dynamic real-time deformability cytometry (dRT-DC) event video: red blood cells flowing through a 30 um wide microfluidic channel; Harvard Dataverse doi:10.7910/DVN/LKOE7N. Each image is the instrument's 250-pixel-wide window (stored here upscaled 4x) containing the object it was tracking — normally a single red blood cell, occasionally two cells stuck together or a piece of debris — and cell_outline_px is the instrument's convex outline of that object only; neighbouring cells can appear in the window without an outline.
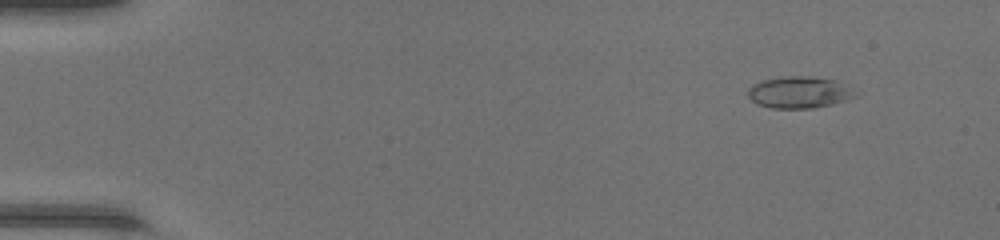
{"species": "common noctule bat (a hibernating species)", "species_latin": "Nyctalus noctula", "temperature_condition": "warm", "stored_images_in_passage": 49, "camera_frame_rate_fps": 3000, "um_per_image_px": 0.085, "animal": {"sex": "female", "body_mass_g": 17.0, "forearm_length_mm": 48.0}, "frame": {"image": 1, "passage_image": 6, "time_ms": 1.667, "image_size_px": [1000, 240], "cell_outline_px": [[856, 96], [832, 104], [812, 108], [772, 108], [760, 104], [752, 100], [748, 96], [748, 88], [752, 84], [764, 80], [788, 76], [808, 76], [836, 80]], "centroid_in_image_um": [67.85, 7.85], "position_along_channel_um": 17.1, "area_um2": 19.19}}
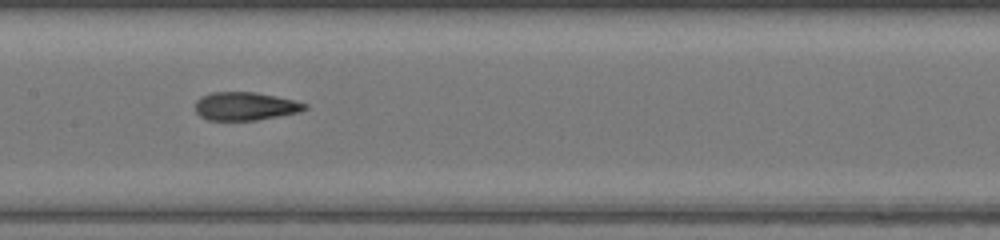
{"frame": {"image": 2, "passage_image": 26, "time_ms": 8.333, "image_size_px": [1000, 240], "cell_outline_px": [[308, 108], [300, 112], [256, 120], [208, 120], [200, 116], [196, 112], [196, 100], [200, 96], [212, 92], [256, 92], [296, 100], [308, 104]], "centroid_in_image_um": [20.86, 9.02], "position_along_channel_um": 186.5, "area_um2": 18.15}}
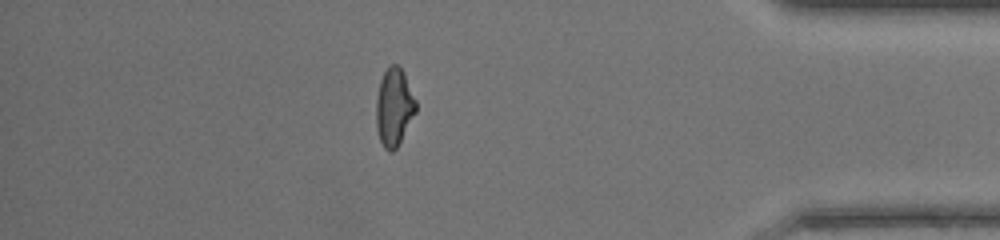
{"frame": {"image": 3, "passage_image": 43, "time_ms": 14.0, "image_size_px": [1000, 240], "cell_outline_px": [[416, 112], [396, 148], [392, 152], [388, 152], [384, 148], [380, 140], [376, 128], [376, 100], [380, 80], [384, 72], [392, 64], [396, 64], [404, 72], [416, 100]], "centroid_in_image_um": [33.49, 9.11], "position_along_channel_um": 401.7, "area_um2": 17.92}, "authors_computed_cell_mechanics": {"area_um2": 18.5538, "velocity_mm_per_s": 4.422, "shape_relaxation_time_tau1_ms": 7.2996, "shape_relaxation_time_tau2_ms": 1.229, "deformation_change_tau1": 0.262, "deformation_change_tau2": 0.081}}